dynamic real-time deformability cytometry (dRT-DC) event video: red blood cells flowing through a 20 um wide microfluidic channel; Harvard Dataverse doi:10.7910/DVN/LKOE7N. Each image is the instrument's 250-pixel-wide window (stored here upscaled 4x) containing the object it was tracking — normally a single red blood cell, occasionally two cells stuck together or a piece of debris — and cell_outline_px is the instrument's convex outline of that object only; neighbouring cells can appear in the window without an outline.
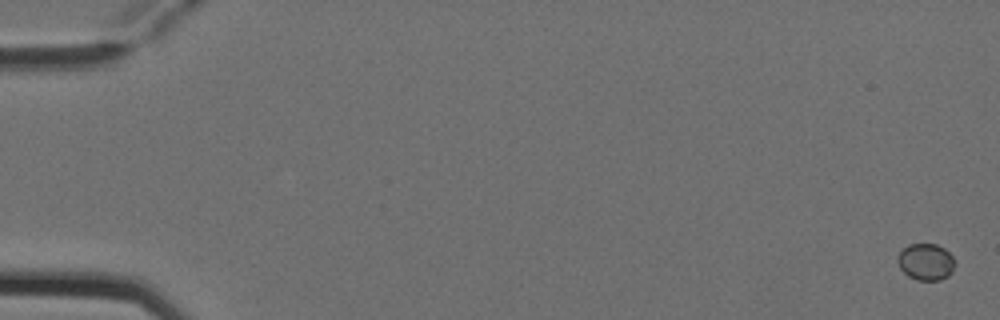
{"species": "Egyptian fruit bat (a non-hibernating species)", "species_latin": "Rousettus aegyptiacus", "temperature_condition": "cold", "stored_images_in_passage": 5, "camera_frame_rate_fps": 3000, "um_per_image_px": 0.085, "animal": {"sex": "female"}, "frame": {"image": 1, "passage_image": 1, "time_ms": 0.0, "image_size_px": [1000, 320], "cell_outline_px": [[956, 264], [952, 272], [948, 276], [940, 280], [916, 280], [908, 276], [900, 268], [896, 260], [900, 252], [908, 244], [936, 244], [944, 248], [956, 260]], "centroid_in_image_um": [78.71, 22.26], "position_along_channel_um": 6.3, "area_um2": 12.37}}